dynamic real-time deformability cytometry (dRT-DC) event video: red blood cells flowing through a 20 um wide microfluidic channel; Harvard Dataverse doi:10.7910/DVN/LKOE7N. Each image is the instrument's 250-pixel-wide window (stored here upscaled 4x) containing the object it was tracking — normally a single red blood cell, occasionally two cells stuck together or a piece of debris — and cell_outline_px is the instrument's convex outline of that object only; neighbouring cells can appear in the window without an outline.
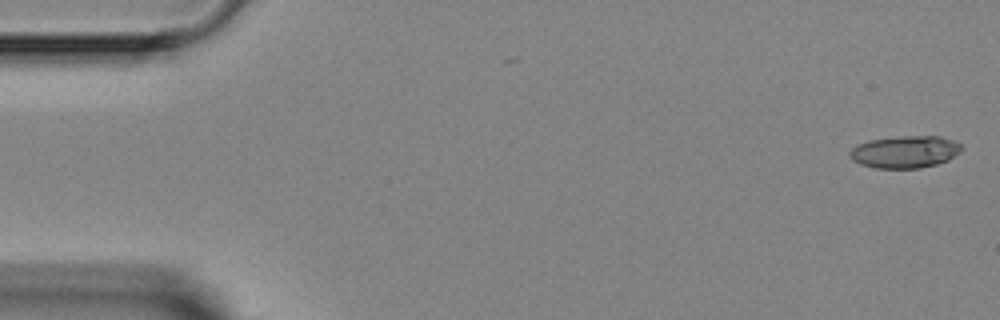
{"species": "Egyptian fruit bat (a non-hibernating species)", "species_latin": "Rousettus aegyptiacus", "temperature_condition": "room temperature", "stored_images_in_passage": 2, "camera_frame_rate_fps": 3000, "um_per_image_px": 0.085, "animal": {"sex": "female"}, "frame": {"image": 1, "passage_image": 2, "time_ms": 1.0, "image_size_px": [1000, 320], "cell_outline_px": [[964, 148], [960, 152], [948, 160], [936, 164], [920, 168], [876, 168], [860, 164], [852, 160], [848, 156], [848, 152], [852, 148], [868, 140], [900, 136], [940, 136], [964, 144]], "centroid_in_image_um": [76.94, 12.9], "position_along_channel_um": 8.1, "area_um2": 21.15}}